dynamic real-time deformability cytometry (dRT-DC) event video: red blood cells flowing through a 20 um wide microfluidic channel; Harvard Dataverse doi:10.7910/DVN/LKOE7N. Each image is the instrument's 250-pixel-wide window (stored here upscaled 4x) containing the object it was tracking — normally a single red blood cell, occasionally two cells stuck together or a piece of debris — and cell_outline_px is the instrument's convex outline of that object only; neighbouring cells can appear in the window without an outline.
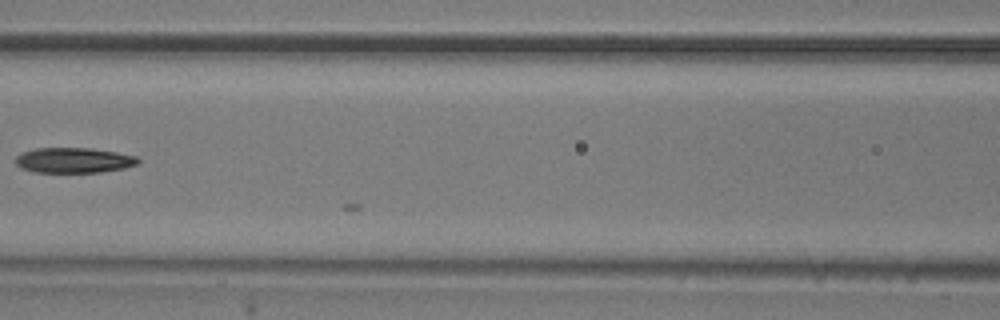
{"species": "common noctule bat (a hibernating species)", "species_latin": "Nyctalus noctula", "temperature_condition": "room temperature", "stored_images_in_passage": 7, "camera_frame_rate_fps": 3000, "um_per_image_px": 0.085, "animal": {"sex": "male", "body_mass_g": 20.5, "forearm_length_mm": 52.5}, "frame": {"image": 1, "passage_image": 7, "time_ms": 2.0, "image_size_px": [1000, 320], "cell_outline_px": [[140, 160], [136, 164], [124, 168], [100, 172], [32, 172], [20, 168], [16, 164], [16, 156], [20, 152], [36, 148], [92, 148], [116, 152], [136, 156]], "centroid_in_image_um": [6.23, 13.62], "position_along_channel_um": 160.4, "area_um2": 18.09}}